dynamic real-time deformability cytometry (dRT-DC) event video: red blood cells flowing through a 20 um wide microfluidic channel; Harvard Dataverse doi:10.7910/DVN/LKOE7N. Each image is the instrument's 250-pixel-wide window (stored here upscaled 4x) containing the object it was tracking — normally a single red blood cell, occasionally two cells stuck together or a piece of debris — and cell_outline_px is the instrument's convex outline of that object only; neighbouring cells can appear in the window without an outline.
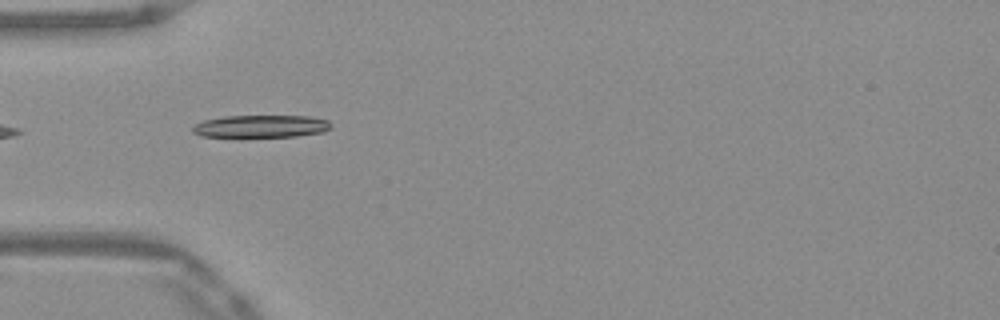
{"species": "Egyptian fruit bat (a non-hibernating species)", "species_latin": "Rousettus aegyptiacus", "temperature_condition": "warm", "stored_images_in_passage": 4, "camera_frame_rate_fps": 3000, "um_per_image_px": 0.085, "frame": {"image": 1, "passage_image": 1, "time_ms": 0.0, "image_size_px": [1000, 320], "cell_outline_px": [[332, 128], [324, 132], [296, 136], [200, 136], [192, 132], [192, 128], [196, 124], [204, 120], [224, 116], [308, 116], [328, 120], [332, 124]], "centroid_in_image_um": [22.23, 10.72], "position_along_channel_um": 62.8, "area_um2": 17.98}}